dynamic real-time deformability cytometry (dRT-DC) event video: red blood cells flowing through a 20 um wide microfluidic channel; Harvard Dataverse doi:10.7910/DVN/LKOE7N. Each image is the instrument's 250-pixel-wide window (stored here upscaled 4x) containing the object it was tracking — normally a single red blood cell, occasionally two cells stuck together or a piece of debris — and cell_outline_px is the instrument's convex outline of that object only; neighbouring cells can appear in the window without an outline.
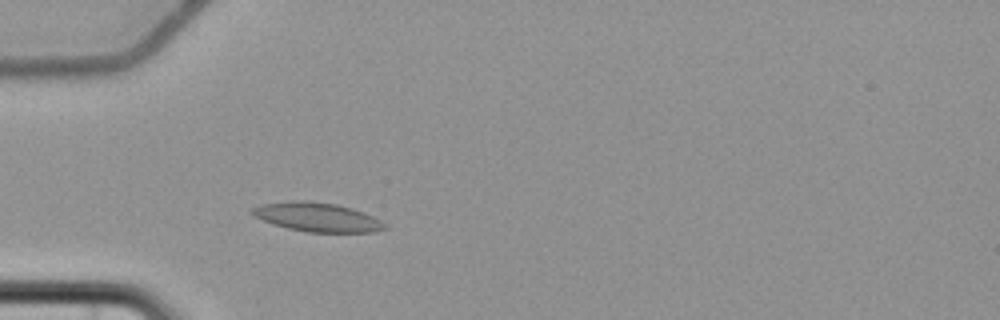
{"species": "common noctule bat (a hibernating species)", "species_latin": "Nyctalus noctula", "temperature_condition": "cold", "stored_images_in_passage": 4, "camera_frame_rate_fps": 3000, "um_per_image_px": 0.085, "animal": {"sex": "female", "body_mass_g": 22.7, "forearm_length_mm": 54.2}, "frame": {"image": 1, "passage_image": 4, "time_ms": 3.667, "image_size_px": [1000, 320], "cell_outline_px": [[388, 228], [376, 232], [308, 232], [288, 228], [252, 216], [252, 208], [260, 204], [292, 200], [304, 200], [336, 204], [352, 208], [372, 216], [388, 224]], "centroid_in_image_um": [27.0, 18.45], "position_along_channel_um": 58.0, "area_um2": 22.37}}